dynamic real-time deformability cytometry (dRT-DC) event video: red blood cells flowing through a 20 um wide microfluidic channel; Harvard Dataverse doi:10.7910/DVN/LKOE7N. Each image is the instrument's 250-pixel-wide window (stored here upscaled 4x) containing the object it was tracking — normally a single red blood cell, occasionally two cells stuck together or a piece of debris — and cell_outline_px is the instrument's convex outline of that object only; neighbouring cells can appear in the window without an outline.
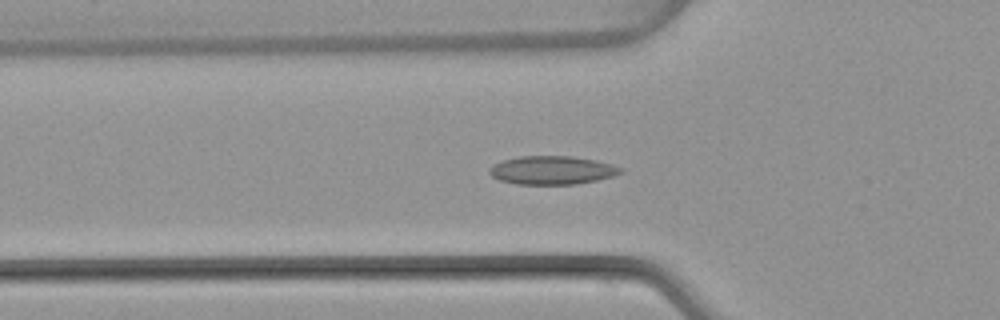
{"species": "common noctule bat (a hibernating species)", "species_latin": "Nyctalus noctula", "temperature_condition": "warm", "stored_images_in_passage": 50, "camera_frame_rate_fps": 3000, "um_per_image_px": 0.085, "animal": {"sex": "female", "body_mass_g": 22.7, "forearm_length_mm": 54.2}, "frame": {"image": 1, "passage_image": 16, "time_ms": 5.0, "image_size_px": [1000, 320], "cell_outline_px": [[624, 172], [612, 176], [596, 180], [576, 184], [516, 184], [500, 180], [492, 176], [488, 172], [488, 168], [492, 164], [504, 160], [520, 156], [572, 156], [596, 160], [612, 164], [624, 168]], "centroid_in_image_um": [46.93, 14.46], "position_along_channel_um": 78.9, "area_um2": 21.85}}
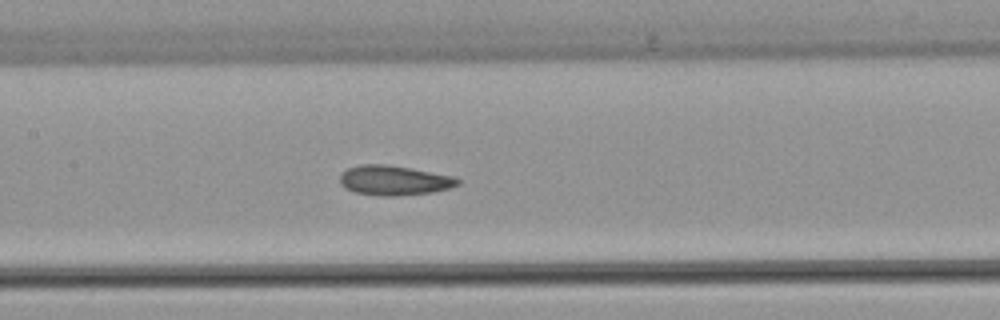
{"frame": {"image": 2, "passage_image": 23, "time_ms": 7.333, "image_size_px": [1000, 320], "cell_outline_px": [[460, 184], [448, 188], [432, 192], [396, 196], [380, 196], [356, 192], [344, 188], [340, 184], [340, 176], [348, 168], [360, 164], [388, 164], [452, 176], [460, 180]], "centroid_in_image_um": [33.47, 15.33], "position_along_channel_um": 173.9, "area_um2": 20.29}}
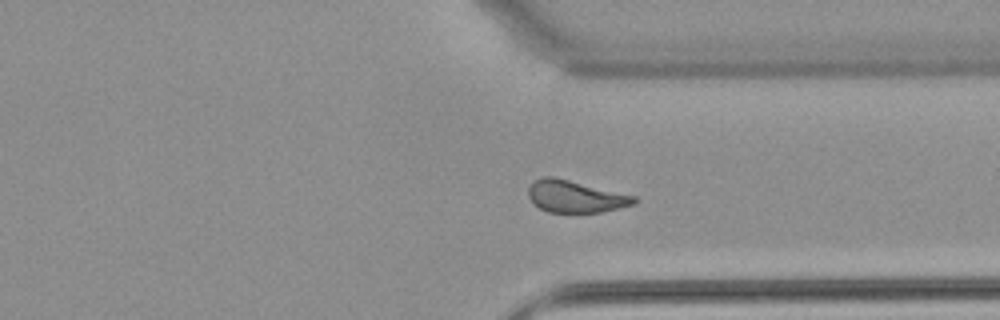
{"frame": {"image": 3, "passage_image": 37, "time_ms": 12.0, "image_size_px": [1000, 320], "cell_outline_px": [[640, 200], [636, 204], [620, 208], [600, 212], [548, 212], [532, 204], [528, 196], [528, 188], [532, 180], [544, 176], [552, 176], [636, 196]], "centroid_in_image_um": [48.9, 16.7], "position_along_channel_um": 362.5, "area_um2": 19.94}, "authors_computed_cell_mechanics": {"area_um2": 20.4901, "velocity_mm_per_s": 4.0488, "shape_relaxation_time_tau1_ms": null, "shape_relaxation_time_tau2_ms": 3.0173, "deformation_change_tau1": null, "deformation_change_tau2": 0.0981}}